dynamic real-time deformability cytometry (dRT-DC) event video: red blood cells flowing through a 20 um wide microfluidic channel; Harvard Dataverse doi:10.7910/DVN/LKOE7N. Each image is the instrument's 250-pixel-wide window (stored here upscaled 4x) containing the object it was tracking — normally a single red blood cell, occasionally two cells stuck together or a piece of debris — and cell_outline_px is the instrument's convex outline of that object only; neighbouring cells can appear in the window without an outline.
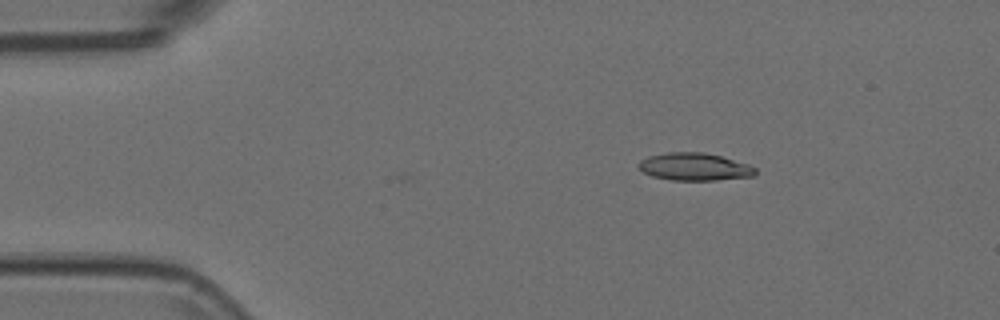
{"species": "Egyptian fruit bat (a non-hibernating species)", "species_latin": "Rousettus aegyptiacus", "temperature_condition": "room temperature", "stored_images_in_passage": 12, "camera_frame_rate_fps": 3000, "um_per_image_px": 0.085, "animal": {"sex": "female"}, "frame": {"image": 1, "passage_image": 4, "time_ms": 1.0, "image_size_px": [1000, 320], "cell_outline_px": [[756, 172], [752, 176], [716, 180], [672, 180], [652, 176], [644, 172], [636, 164], [640, 160], [648, 156], [668, 152], [704, 152], [720, 156], [748, 164], [756, 168]], "centroid_in_image_um": [59.0, 14.17], "position_along_channel_um": 26.0, "area_um2": 18.67}}
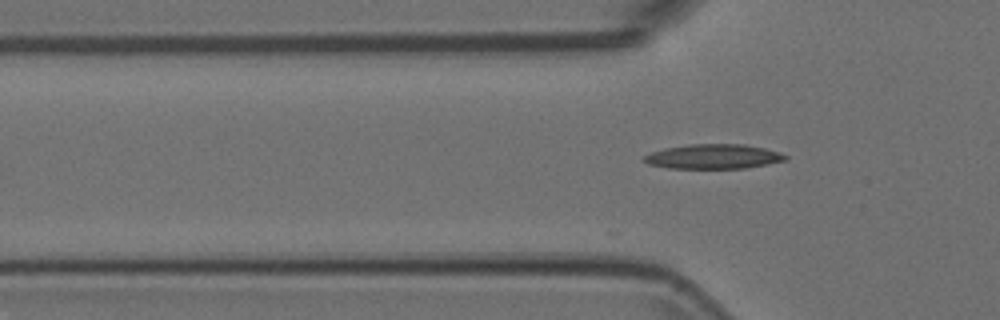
{"frame": {"image": 2, "passage_image": 12, "time_ms": 3.667, "image_size_px": [1000, 320], "cell_outline_px": [[788, 160], [744, 168], [668, 168], [648, 164], [644, 160], [644, 156], [652, 152], [664, 148], [688, 144], [744, 144], [764, 148], [780, 152], [788, 156]], "centroid_in_image_um": [60.66, 13.3], "position_along_channel_um": 65.1, "area_um2": 20.23}}